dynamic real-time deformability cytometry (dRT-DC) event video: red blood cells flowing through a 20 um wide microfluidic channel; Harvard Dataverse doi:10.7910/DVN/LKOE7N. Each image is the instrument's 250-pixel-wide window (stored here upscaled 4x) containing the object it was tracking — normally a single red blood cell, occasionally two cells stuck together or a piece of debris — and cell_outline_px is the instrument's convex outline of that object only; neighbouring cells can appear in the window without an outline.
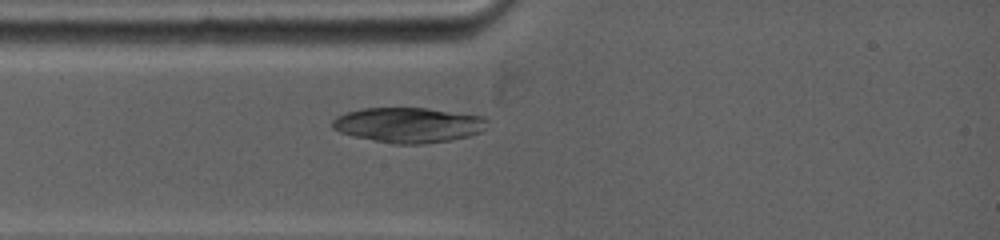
{"species": "common noctule bat (a hibernating species)", "species_latin": "Nyctalus noctula", "temperature_condition": "warm", "stored_images_in_passage": 3, "camera_frame_rate_fps": 5000, "um_per_image_px": 0.085, "animal": {"sex": "female", "body_mass_g": 19.0, "forearm_length_mm": 53.3}, "frame": {"image": 1, "passage_image": 3, "time_ms": 1.8, "image_size_px": [1000, 240], "cell_outline_px": [[488, 120], [480, 132], [468, 136], [448, 140], [420, 144], [392, 144], [352, 136], [340, 132], [332, 128], [332, 120], [336, 116], [360, 108], [428, 108], [484, 116]], "centroid_in_image_um": [34.68, 10.62], "position_along_channel_um": 50.3, "area_um2": 31.67}}